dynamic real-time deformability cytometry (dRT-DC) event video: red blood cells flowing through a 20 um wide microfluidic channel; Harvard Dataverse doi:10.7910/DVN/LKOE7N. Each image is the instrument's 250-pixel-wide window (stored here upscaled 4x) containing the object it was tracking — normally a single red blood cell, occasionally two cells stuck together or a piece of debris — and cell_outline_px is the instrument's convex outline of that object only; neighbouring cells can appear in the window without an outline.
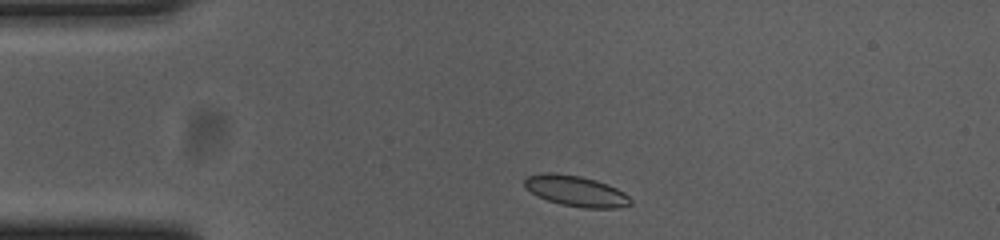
{"species": "common noctule bat (a hibernating species)", "species_latin": "Nyctalus noctula", "temperature_condition": "cold", "stored_images_in_passage": 46, "camera_frame_rate_fps": 3000, "um_per_image_px": 0.085, "animal": {"sex": "female", "body_mass_g": 23.0, "forearm_length_mm": 53.4}, "frame": {"image": 1, "passage_image": 2, "time_ms": 0.333, "image_size_px": [1000, 240], "cell_outline_px": [[632, 204], [616, 208], [584, 208], [560, 204], [548, 200], [532, 192], [524, 184], [524, 180], [528, 176], [580, 176], [596, 180], [616, 188], [624, 192], [632, 200]], "centroid_in_image_um": [49.09, 16.3], "position_along_channel_um": 35.9, "area_um2": 17.92}}
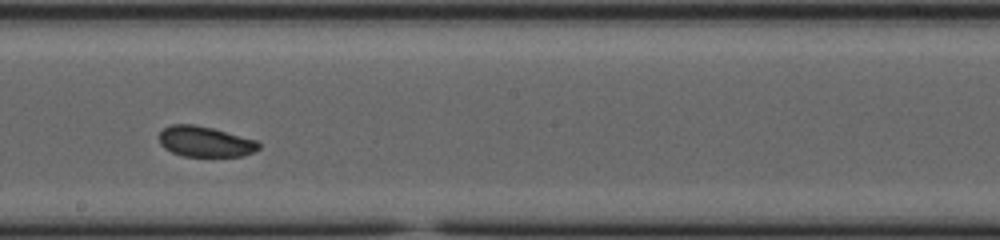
{"frame": {"image": 2, "passage_image": 21, "time_ms": 6.667, "image_size_px": [1000, 240], "cell_outline_px": [[260, 148], [252, 152], [240, 156], [184, 156], [172, 152], [164, 148], [160, 144], [160, 132], [164, 128], [172, 124], [192, 124], [212, 128], [256, 140], [260, 144]], "centroid_in_image_um": [17.42, 12.03], "position_along_channel_um": 230.8, "area_um2": 17.51}}
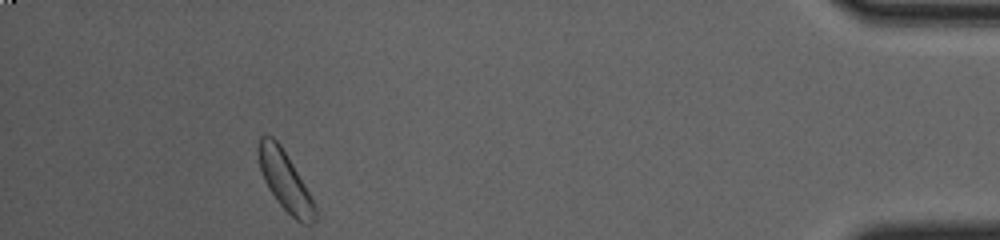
{"frame": {"image": 3, "passage_image": 41, "time_ms": 13.333, "image_size_px": [1000, 240], "cell_outline_px": [[316, 220], [312, 224], [300, 224], [276, 200], [268, 188], [264, 180], [260, 168], [256, 152], [256, 148], [260, 136], [272, 136], [280, 144], [304, 184], [316, 208]], "centroid_in_image_um": [24.2, 15.38], "position_along_channel_um": 411.0, "area_um2": 19.36}, "authors_computed_cell_mechanics": {"area_um2": 18.4382, "velocity_mm_per_s": 3.639, "shape_relaxation_time_tau1_ms": null, "shape_relaxation_time_tau2_ms": 3.3615, "deformation_change_tau1": null, "deformation_change_tau2": 0.0844}}